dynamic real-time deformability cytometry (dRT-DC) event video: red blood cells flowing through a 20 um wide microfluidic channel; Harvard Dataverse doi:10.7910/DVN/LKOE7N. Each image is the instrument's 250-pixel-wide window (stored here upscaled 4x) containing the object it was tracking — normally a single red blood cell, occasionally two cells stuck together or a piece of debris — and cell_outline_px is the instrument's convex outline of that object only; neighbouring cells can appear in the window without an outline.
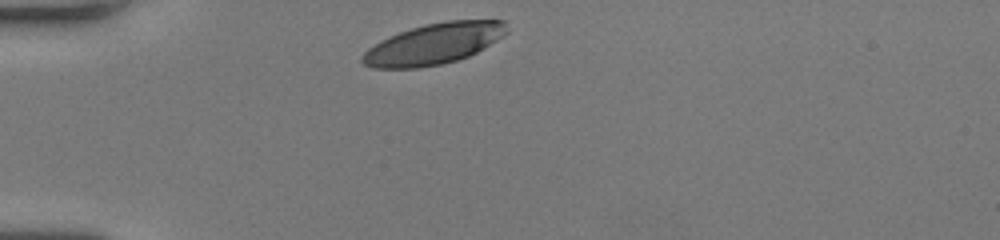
{"species": "human", "species_latin": "Homo sapiens", "temperature_condition": "room temperature", "stored_images_in_passage": 30, "camera_frame_rate_fps": 3000, "um_per_image_px": 0.085, "donor": {"sex": "female"}, "frame": {"image": 1, "passage_image": 1, "time_ms": 0.0, "image_size_px": [1000, 240], "cell_outline_px": [[508, 32], [504, 36], [476, 52], [468, 56], [456, 60], [440, 64], [420, 68], [376, 68], [364, 64], [360, 60], [360, 56], [368, 48], [380, 40], [388, 36], [424, 24], [448, 20], [504, 20]], "centroid_in_image_um": [36.86, 3.72], "position_along_channel_um": 48.1, "area_um2": 34.39}}
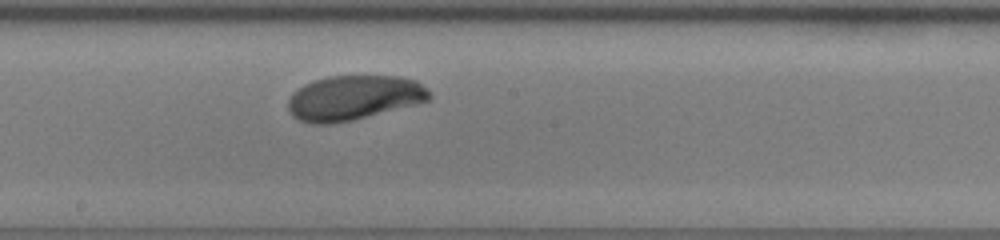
{"frame": {"image": 2, "passage_image": 16, "time_ms": 5.0, "image_size_px": [1000, 240], "cell_outline_px": [[432, 96], [428, 100], [420, 104], [352, 120], [328, 124], [312, 124], [300, 120], [292, 116], [288, 108], [288, 100], [304, 84], [328, 76], [396, 76], [416, 80], [428, 88], [432, 92]], "centroid_in_image_um": [30.13, 8.31], "position_along_channel_um": 218.1, "area_um2": 36.88}}
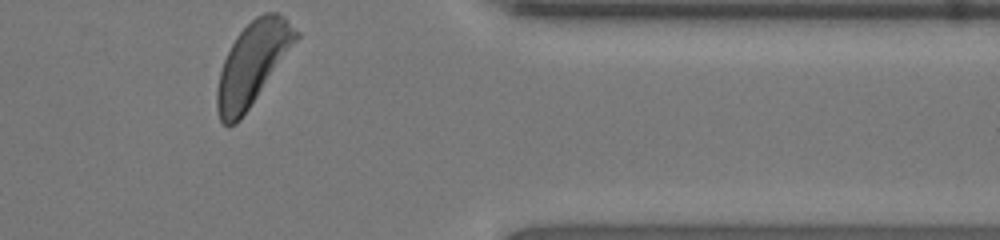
{"frame": {"image": 3, "passage_image": 30, "time_ms": 9.667, "image_size_px": [1000, 240], "cell_outline_px": [[300, 36], [240, 120], [236, 124], [228, 128], [220, 120], [216, 108], [216, 88], [220, 72], [224, 60], [236, 36], [256, 16], [264, 12], [276, 12], [284, 16], [300, 32]], "centroid_in_image_um": [21.45, 5.42], "position_along_channel_um": 389.9, "area_um2": 37.51}, "authors_computed_cell_mechanics": {"area_um2": 36.9053, "velocity_mm_per_s": 3.9801, "shape_relaxation_time_tau1_ms": 2.1294, "shape_relaxation_time_tau2_ms": null, "deformation_change_tau1": 0.1293, "deformation_change_tau2": null}}